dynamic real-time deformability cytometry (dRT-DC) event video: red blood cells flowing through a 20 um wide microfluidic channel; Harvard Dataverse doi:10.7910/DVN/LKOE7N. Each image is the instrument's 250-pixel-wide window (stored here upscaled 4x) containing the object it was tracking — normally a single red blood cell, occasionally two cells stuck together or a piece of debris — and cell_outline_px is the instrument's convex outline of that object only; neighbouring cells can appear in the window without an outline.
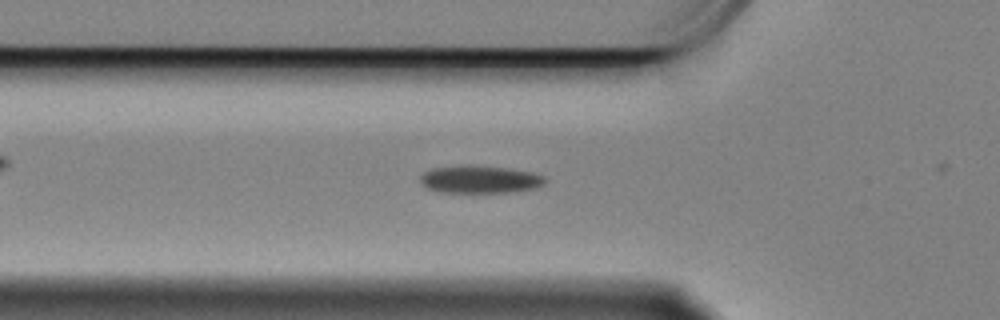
{"species": "Egyptian fruit bat (a non-hibernating species)", "species_latin": "Rousettus aegyptiacus", "temperature_condition": "cold", "stored_images_in_passage": 19, "camera_frame_rate_fps": 3000, "um_per_image_px": 0.085, "animal": {"sex": "female"}, "frame": {"image": 1, "passage_image": 18, "time_ms": 5.667, "image_size_px": [1000, 320], "cell_outline_px": [[544, 184], [536, 188], [516, 192], [440, 192], [428, 188], [420, 180], [420, 176], [424, 172], [432, 168], [468, 164], [472, 164], [508, 168], [532, 172], [544, 176]], "centroid_in_image_um": [40.81, 15.23], "position_along_channel_um": 85.0, "area_um2": 20.23}}